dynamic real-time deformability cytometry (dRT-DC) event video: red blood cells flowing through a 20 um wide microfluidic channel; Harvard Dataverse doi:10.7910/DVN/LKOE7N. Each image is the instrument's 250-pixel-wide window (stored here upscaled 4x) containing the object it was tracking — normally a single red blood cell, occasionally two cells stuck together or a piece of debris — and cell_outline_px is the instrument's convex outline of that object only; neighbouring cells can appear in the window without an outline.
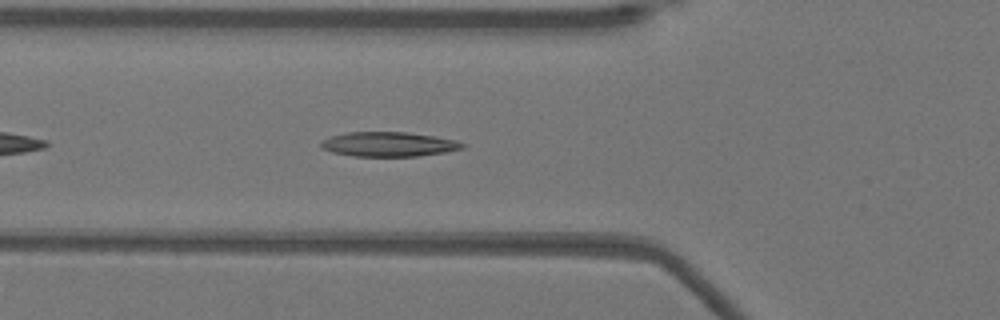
{"species": "Egyptian fruit bat (a non-hibernating species)", "species_latin": "Rousettus aegyptiacus", "temperature_condition": "warm", "stored_images_in_passage": 39, "camera_frame_rate_fps": 3000, "um_per_image_px": 0.085, "animal": {"sex": "female"}, "frame": {"image": 1, "passage_image": 6, "time_ms": 1.667, "image_size_px": [1000, 320], "cell_outline_px": [[468, 144], [464, 148], [444, 152], [416, 156], [352, 156], [332, 152], [320, 148], [320, 140], [332, 136], [348, 132], [408, 132], [436, 136], [456, 140]], "centroid_in_image_um": [33.04, 12.25], "position_along_channel_um": 92.8, "area_um2": 20.4}}
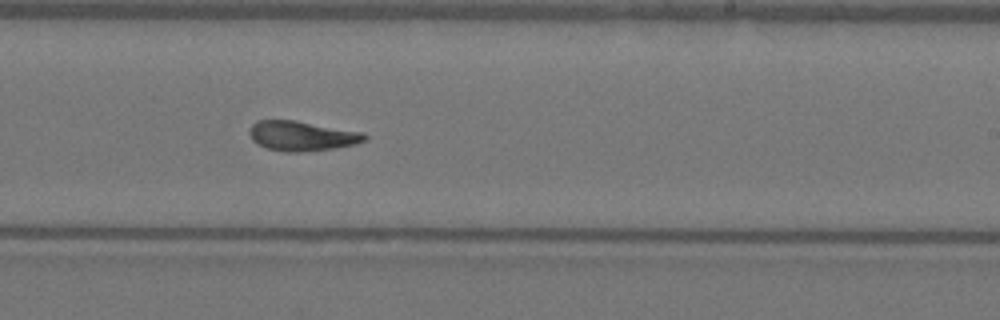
{"frame": {"image": 2, "passage_image": 19, "time_ms": 6.0, "image_size_px": [1000, 320], "cell_outline_px": [[368, 140], [356, 144], [336, 148], [300, 152], [284, 152], [268, 148], [256, 144], [252, 140], [248, 132], [248, 128], [256, 120], [292, 120], [364, 132], [368, 136]], "centroid_in_image_um": [25.66, 11.56], "position_along_channel_um": 263.3, "area_um2": 20.23}}
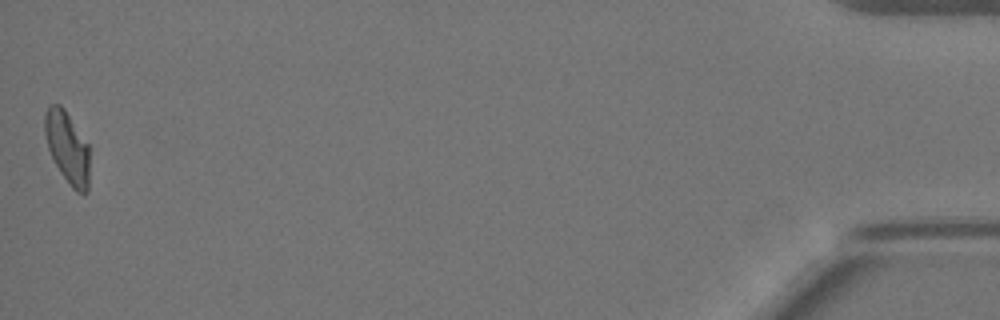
{"frame": {"image": 3, "passage_image": 39, "time_ms": 12.667, "image_size_px": [1000, 320], "cell_outline_px": [[88, 192], [76, 192], [72, 188], [60, 172], [48, 148], [44, 132], [44, 112], [48, 104], [60, 104], [64, 108], [88, 144]], "centroid_in_image_um": [5.69, 12.49], "position_along_channel_um": 429.5, "area_um2": 18.61}, "authors_computed_cell_mechanics": {"area_um2": 19.8832, "velocity_mm_per_s": 3.9298, "shape_relaxation_time_tau1_ms": 6.3129, "shape_relaxation_time_tau2_ms": 2.445, "deformation_change_tau1": 0.2112, "deformation_change_tau2": 0.0858}}